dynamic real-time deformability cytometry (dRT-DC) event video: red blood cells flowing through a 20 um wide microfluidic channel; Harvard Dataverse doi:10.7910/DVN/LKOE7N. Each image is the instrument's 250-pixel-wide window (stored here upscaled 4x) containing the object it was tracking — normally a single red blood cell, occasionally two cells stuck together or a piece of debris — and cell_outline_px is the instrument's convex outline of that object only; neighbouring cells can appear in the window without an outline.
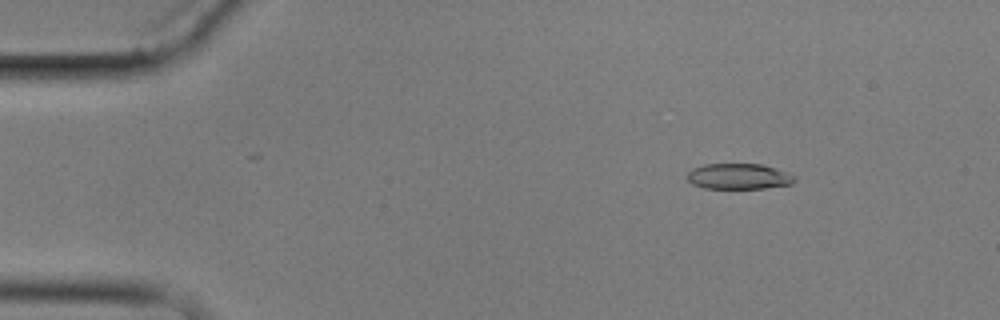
{"species": "common noctule bat (a hibernating species)", "species_latin": "Nyctalus noctula", "temperature_condition": "cold", "stored_images_in_passage": 5, "camera_frame_rate_fps": 3000, "um_per_image_px": 0.085, "animal": {"sex": "male", "body_mass_g": 17.9}, "frame": {"image": 1, "passage_image": 2, "time_ms": 1.0, "image_size_px": [1000, 320], "cell_outline_px": [[796, 180], [792, 184], [764, 188], [704, 188], [692, 184], [688, 180], [688, 172], [692, 168], [704, 164], [760, 164], [796, 176]], "centroid_in_image_um": [62.77, 15.0], "position_along_channel_um": 22.2, "area_um2": 15.9}}
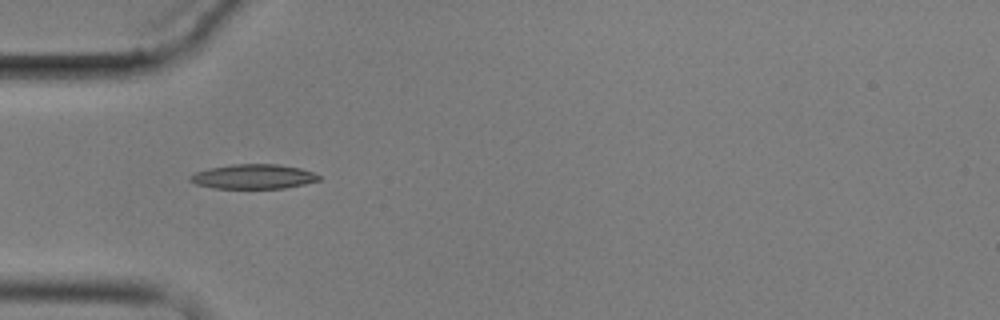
{"frame": {"image": 2, "passage_image": 4, "time_ms": 4.333, "image_size_px": [1000, 320], "cell_outline_px": [[320, 180], [304, 184], [284, 188], [216, 188], [196, 184], [188, 180], [188, 176], [196, 172], [208, 168], [232, 164], [276, 164], [300, 168], [312, 172], [320, 176]], "centroid_in_image_um": [21.51, 15.0], "position_along_channel_um": 63.5, "area_um2": 18.38}}
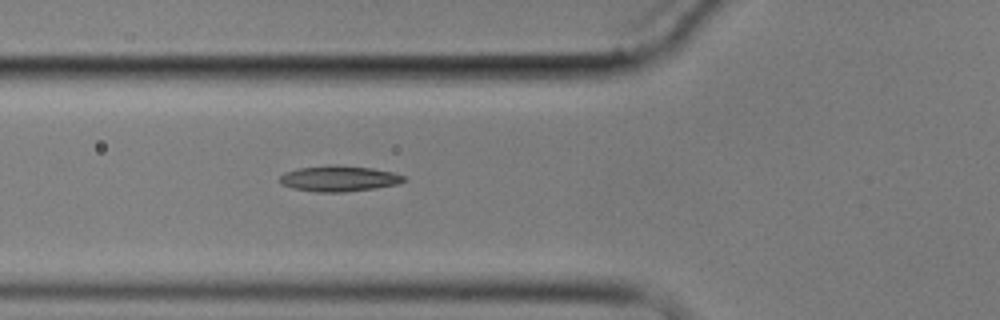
{"frame": {"image": 3, "passage_image": 5, "time_ms": 5.333, "image_size_px": [1000, 320], "cell_outline_px": [[408, 180], [396, 184], [376, 188], [340, 192], [316, 192], [292, 188], [280, 184], [280, 176], [284, 172], [296, 168], [336, 164], [372, 168], [392, 172], [404, 176]], "centroid_in_image_um": [28.78, 15.17], "position_along_channel_um": 97.0, "area_um2": 18.73}}